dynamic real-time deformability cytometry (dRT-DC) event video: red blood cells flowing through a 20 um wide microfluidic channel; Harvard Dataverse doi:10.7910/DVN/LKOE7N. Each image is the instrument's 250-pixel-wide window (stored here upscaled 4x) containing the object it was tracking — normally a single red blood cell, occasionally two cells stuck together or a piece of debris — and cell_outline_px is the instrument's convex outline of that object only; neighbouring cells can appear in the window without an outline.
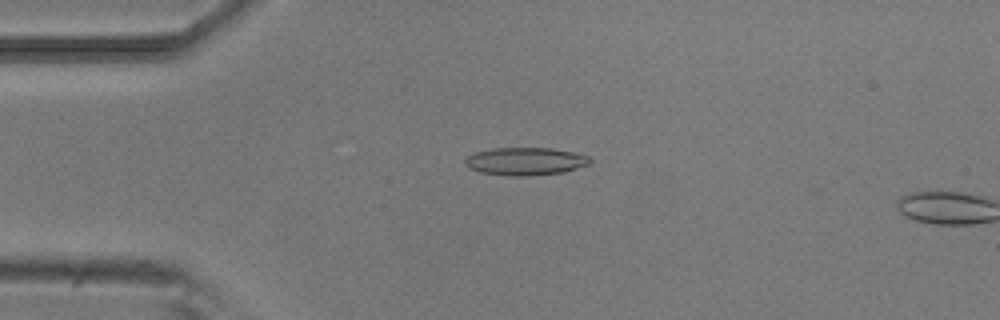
{"species": "common noctule bat (a hibernating species)", "species_latin": "Nyctalus noctula", "temperature_condition": "room temperature", "stored_images_in_passage": 4, "camera_frame_rate_fps": 3000, "um_per_image_px": 0.085, "animal": {"sex": "male", "body_mass_g": 20.5, "forearm_length_mm": 52.5}, "frame": {"image": 1, "passage_image": 3, "time_ms": 0.667, "image_size_px": [1000, 320], "cell_outline_px": [[592, 160], [588, 164], [564, 172], [528, 176], [508, 176], [480, 172], [468, 168], [464, 164], [464, 160], [468, 156], [476, 152], [492, 148], [552, 148], [576, 152], [588, 156]], "centroid_in_image_um": [44.64, 13.71], "position_along_channel_um": 40.4, "area_um2": 20.35}}